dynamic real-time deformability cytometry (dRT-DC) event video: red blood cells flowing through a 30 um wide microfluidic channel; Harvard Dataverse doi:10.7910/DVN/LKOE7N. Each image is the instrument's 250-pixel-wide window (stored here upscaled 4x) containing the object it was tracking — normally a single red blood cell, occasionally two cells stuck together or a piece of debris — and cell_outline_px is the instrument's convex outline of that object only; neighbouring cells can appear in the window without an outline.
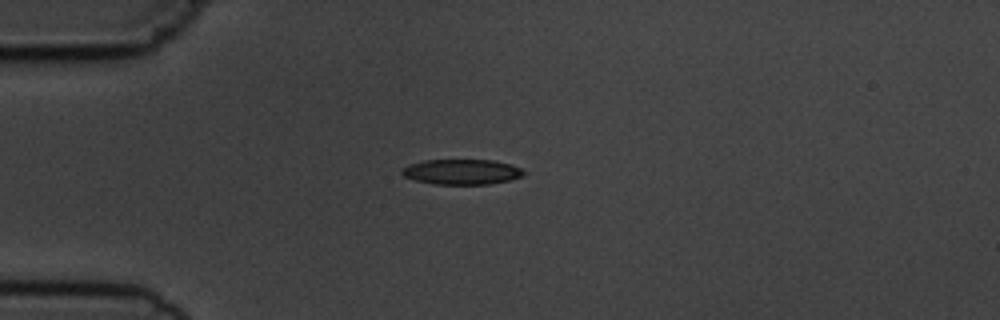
{"species": "common noctule bat (a hibernating species)", "species_latin": "Nyctalus noctula", "temperature_condition": "cold", "stored_images_in_passage": 6, "camera_frame_rate_fps": 3000, "um_per_image_px": 0.085, "animal": {"sex": "male", "body_mass_g": 19.5, "forearm_length_mm": 54.6}, "frame": {"image": 1, "passage_image": 6, "time_ms": 6.333, "image_size_px": [1000, 320], "cell_outline_px": [[524, 176], [508, 180], [488, 184], [436, 184], [416, 180], [404, 176], [400, 172], [408, 164], [424, 160], [492, 160], [512, 164], [520, 168], [524, 172]], "centroid_in_image_um": [39.25, 14.6], "position_along_channel_um": 45.7, "area_um2": 17.8}}